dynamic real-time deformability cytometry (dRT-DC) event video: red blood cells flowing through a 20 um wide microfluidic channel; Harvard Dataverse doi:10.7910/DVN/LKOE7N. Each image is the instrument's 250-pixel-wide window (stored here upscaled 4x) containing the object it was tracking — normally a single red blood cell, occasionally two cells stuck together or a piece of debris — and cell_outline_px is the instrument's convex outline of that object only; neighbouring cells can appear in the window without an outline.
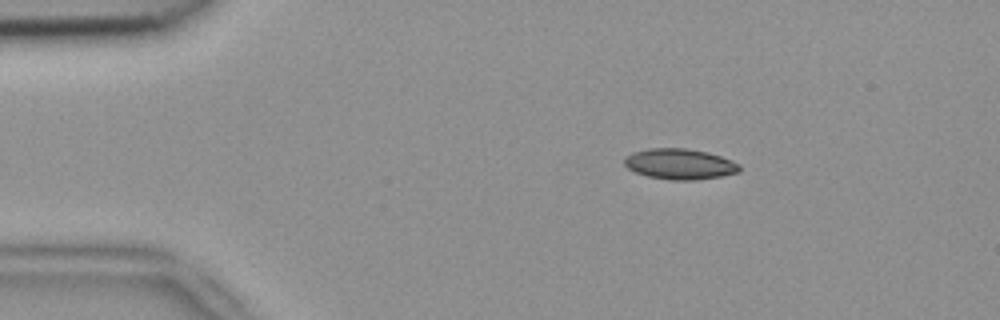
{"species": "common noctule bat (a hibernating species)", "species_latin": "Nyctalus noctula", "temperature_condition": "room temperature", "stored_images_in_passage": 7, "camera_frame_rate_fps": 3000, "um_per_image_px": 0.085, "animal": {"sex": "female", "body_mass_g": 18.4}, "frame": {"image": 1, "passage_image": 1, "time_ms": 0.0, "image_size_px": [1000, 320], "cell_outline_px": [[740, 172], [720, 176], [696, 180], [668, 180], [648, 176], [636, 172], [628, 168], [624, 164], [624, 160], [632, 152], [648, 148], [688, 148], [708, 152], [732, 160], [740, 164]], "centroid_in_image_um": [57.8, 13.94], "position_along_channel_um": 27.2, "area_um2": 20.63}}
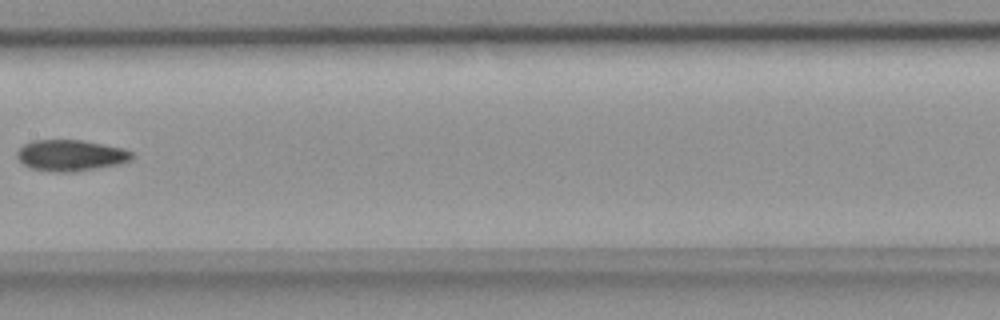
{"frame": {"image": 2, "passage_image": 6, "time_ms": 1.667, "image_size_px": [1000, 320], "cell_outline_px": [[136, 156], [132, 160], [120, 164], [76, 172], [52, 172], [32, 168], [24, 164], [16, 156], [16, 152], [24, 144], [32, 140], [80, 140], [124, 148], [132, 152]], "centroid_in_image_um": [6.05, 13.21], "position_along_channel_um": 201.4, "area_um2": 21.04}}
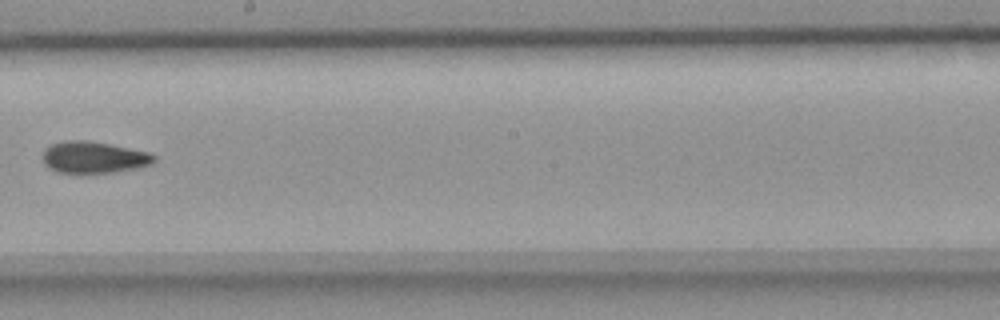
{"frame": {"image": 3, "passage_image": 7, "time_ms": 2.0, "image_size_px": [1000, 320], "cell_outline_px": [[156, 160], [152, 164], [144, 168], [116, 172], [56, 172], [44, 164], [44, 148], [52, 144], [68, 140], [88, 140], [148, 152], [156, 156]], "centroid_in_image_um": [8.02, 13.38], "position_along_channel_um": 240.2, "area_um2": 20.52}}